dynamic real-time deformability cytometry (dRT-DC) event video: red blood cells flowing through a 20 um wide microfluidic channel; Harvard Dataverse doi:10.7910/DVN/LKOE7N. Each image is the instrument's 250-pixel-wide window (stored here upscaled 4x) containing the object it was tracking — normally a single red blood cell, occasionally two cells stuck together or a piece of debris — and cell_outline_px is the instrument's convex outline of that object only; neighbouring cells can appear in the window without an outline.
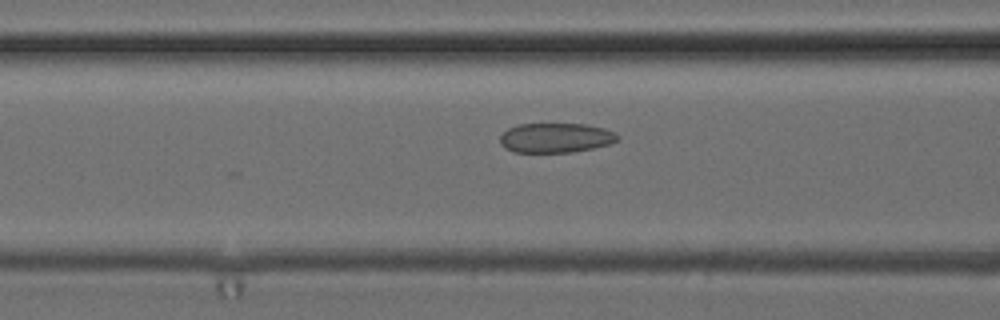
{"species": "common noctule bat (a hibernating species)", "species_latin": "Nyctalus noctula", "temperature_condition": "cold", "stored_images_in_passage": 49, "camera_frame_rate_fps": 3000, "um_per_image_px": 0.085, "animal": {"sex": "female", "body_mass_g": 24.6, "forearm_length_mm": 56.2}, "frame": {"image": 1, "passage_image": 21, "time_ms": 6.667, "image_size_px": [1000, 320], "cell_outline_px": [[620, 136], [616, 140], [608, 144], [592, 148], [572, 152], [512, 152], [504, 148], [500, 144], [500, 136], [508, 128], [520, 124], [584, 124], [604, 128], [616, 132]], "centroid_in_image_um": [47.21, 11.71], "position_along_channel_um": 119.4, "area_um2": 20.29}}
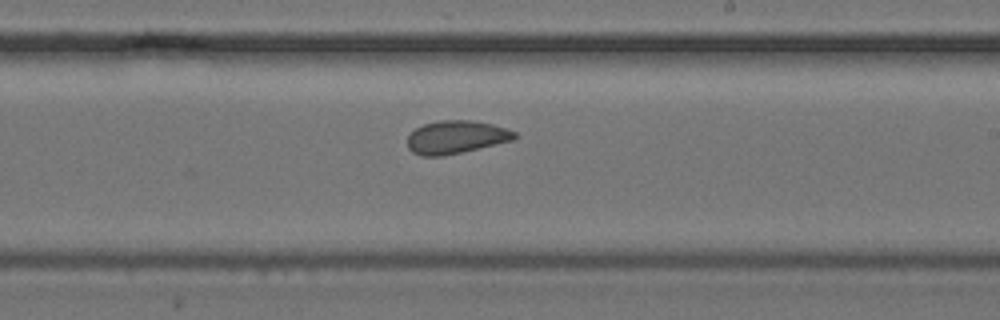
{"frame": {"image": 2, "passage_image": 31, "time_ms": 10.0, "image_size_px": [1000, 320], "cell_outline_px": [[516, 136], [512, 140], [444, 156], [420, 156], [412, 152], [408, 148], [408, 136], [416, 128], [424, 124], [440, 120], [472, 120], [492, 124], [516, 132]], "centroid_in_image_um": [38.73, 11.66], "position_along_channel_um": 250.3, "area_um2": 20.4}}
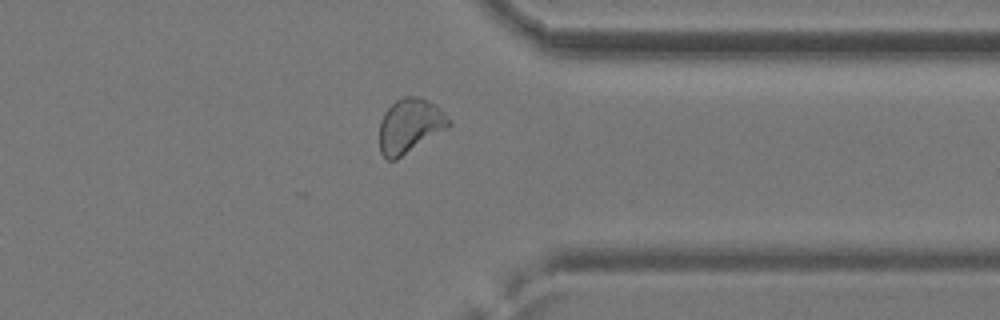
{"frame": {"image": 3, "passage_image": 41, "time_ms": 13.333, "image_size_px": [1000, 320], "cell_outline_px": [[452, 124], [448, 128], [396, 160], [388, 160], [380, 152], [380, 120], [384, 112], [396, 100], [404, 96], [420, 96], [436, 104], [444, 112]], "centroid_in_image_um": [34.85, 10.68], "position_along_channel_um": 376.6, "area_um2": 22.08}, "authors_computed_cell_mechanics": {"area_um2": 21.097, "velocity_mm_per_s": 3.9249, "shape_relaxation_time_tau1_ms": null, "shape_relaxation_time_tau2_ms": 1.4888, "deformation_change_tau1": null, "deformation_change_tau2": 0.0657}}